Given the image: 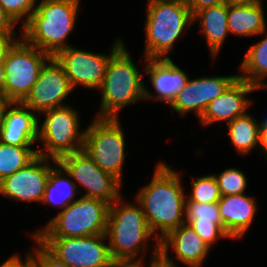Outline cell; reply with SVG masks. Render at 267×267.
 Returning <instances> with one entry per match:
<instances>
[{
    "label": "cell",
    "mask_w": 267,
    "mask_h": 267,
    "mask_svg": "<svg viewBox=\"0 0 267 267\" xmlns=\"http://www.w3.org/2000/svg\"><path fill=\"white\" fill-rule=\"evenodd\" d=\"M38 117L23 103L14 102L0 128V142L14 146H33L38 140Z\"/></svg>",
    "instance_id": "ffe728a7"
},
{
    "label": "cell",
    "mask_w": 267,
    "mask_h": 267,
    "mask_svg": "<svg viewBox=\"0 0 267 267\" xmlns=\"http://www.w3.org/2000/svg\"><path fill=\"white\" fill-rule=\"evenodd\" d=\"M153 247H154L152 249L153 251L151 252L152 254H150L151 255L150 261L147 262L149 264L147 267H173L171 265L164 263L159 258L160 241H155V245Z\"/></svg>",
    "instance_id": "8d00e7d4"
},
{
    "label": "cell",
    "mask_w": 267,
    "mask_h": 267,
    "mask_svg": "<svg viewBox=\"0 0 267 267\" xmlns=\"http://www.w3.org/2000/svg\"><path fill=\"white\" fill-rule=\"evenodd\" d=\"M253 196L243 194L221 196L218 201L223 231L231 240L243 238L257 213V203Z\"/></svg>",
    "instance_id": "d6986e66"
},
{
    "label": "cell",
    "mask_w": 267,
    "mask_h": 267,
    "mask_svg": "<svg viewBox=\"0 0 267 267\" xmlns=\"http://www.w3.org/2000/svg\"><path fill=\"white\" fill-rule=\"evenodd\" d=\"M52 163L55 166L51 168L41 204L61 208L62 211L77 200L76 195H82V191L77 190L71 176L58 161Z\"/></svg>",
    "instance_id": "603a6c76"
},
{
    "label": "cell",
    "mask_w": 267,
    "mask_h": 267,
    "mask_svg": "<svg viewBox=\"0 0 267 267\" xmlns=\"http://www.w3.org/2000/svg\"><path fill=\"white\" fill-rule=\"evenodd\" d=\"M38 0H0V7L8 13L14 21L20 25L19 29L29 21L32 13L36 10ZM22 26V27H21Z\"/></svg>",
    "instance_id": "f546056e"
},
{
    "label": "cell",
    "mask_w": 267,
    "mask_h": 267,
    "mask_svg": "<svg viewBox=\"0 0 267 267\" xmlns=\"http://www.w3.org/2000/svg\"><path fill=\"white\" fill-rule=\"evenodd\" d=\"M73 91L63 67L51 57L41 68L37 82L22 103L38 115L49 109L69 105L64 102Z\"/></svg>",
    "instance_id": "4fadbf2b"
},
{
    "label": "cell",
    "mask_w": 267,
    "mask_h": 267,
    "mask_svg": "<svg viewBox=\"0 0 267 267\" xmlns=\"http://www.w3.org/2000/svg\"><path fill=\"white\" fill-rule=\"evenodd\" d=\"M180 173L160 161L154 168L151 181L135 196L156 241L185 224L186 194Z\"/></svg>",
    "instance_id": "6da1fadb"
},
{
    "label": "cell",
    "mask_w": 267,
    "mask_h": 267,
    "mask_svg": "<svg viewBox=\"0 0 267 267\" xmlns=\"http://www.w3.org/2000/svg\"><path fill=\"white\" fill-rule=\"evenodd\" d=\"M31 238L34 240L31 251L33 263L37 267H69L54 256L34 235H31Z\"/></svg>",
    "instance_id": "4dcf8cb0"
},
{
    "label": "cell",
    "mask_w": 267,
    "mask_h": 267,
    "mask_svg": "<svg viewBox=\"0 0 267 267\" xmlns=\"http://www.w3.org/2000/svg\"><path fill=\"white\" fill-rule=\"evenodd\" d=\"M189 225L211 248L218 239H231L217 224L215 223H198L185 222Z\"/></svg>",
    "instance_id": "1f68e13d"
},
{
    "label": "cell",
    "mask_w": 267,
    "mask_h": 267,
    "mask_svg": "<svg viewBox=\"0 0 267 267\" xmlns=\"http://www.w3.org/2000/svg\"><path fill=\"white\" fill-rule=\"evenodd\" d=\"M21 38L22 34L18 36H0V63L4 62L8 50Z\"/></svg>",
    "instance_id": "e575fe53"
},
{
    "label": "cell",
    "mask_w": 267,
    "mask_h": 267,
    "mask_svg": "<svg viewBox=\"0 0 267 267\" xmlns=\"http://www.w3.org/2000/svg\"><path fill=\"white\" fill-rule=\"evenodd\" d=\"M58 162L69 173L77 190L78 186L84 188L81 196L100 199L110 205L122 197L123 181L102 170L84 150L67 154Z\"/></svg>",
    "instance_id": "30bf717a"
},
{
    "label": "cell",
    "mask_w": 267,
    "mask_h": 267,
    "mask_svg": "<svg viewBox=\"0 0 267 267\" xmlns=\"http://www.w3.org/2000/svg\"><path fill=\"white\" fill-rule=\"evenodd\" d=\"M13 103L14 102L12 100L8 99L3 94H0V128L2 127V124L6 118L7 110Z\"/></svg>",
    "instance_id": "74e56055"
},
{
    "label": "cell",
    "mask_w": 267,
    "mask_h": 267,
    "mask_svg": "<svg viewBox=\"0 0 267 267\" xmlns=\"http://www.w3.org/2000/svg\"><path fill=\"white\" fill-rule=\"evenodd\" d=\"M220 198L219 187L212 173L193 178L191 192L186 194V200L198 203H218Z\"/></svg>",
    "instance_id": "4316f807"
},
{
    "label": "cell",
    "mask_w": 267,
    "mask_h": 267,
    "mask_svg": "<svg viewBox=\"0 0 267 267\" xmlns=\"http://www.w3.org/2000/svg\"><path fill=\"white\" fill-rule=\"evenodd\" d=\"M144 71L155 92L145 85L144 100L162 101L170 105L180 90H183L189 79L188 74L174 63L172 58L146 59Z\"/></svg>",
    "instance_id": "e0dca14e"
},
{
    "label": "cell",
    "mask_w": 267,
    "mask_h": 267,
    "mask_svg": "<svg viewBox=\"0 0 267 267\" xmlns=\"http://www.w3.org/2000/svg\"><path fill=\"white\" fill-rule=\"evenodd\" d=\"M30 267H37L34 263Z\"/></svg>",
    "instance_id": "ee69618b"
},
{
    "label": "cell",
    "mask_w": 267,
    "mask_h": 267,
    "mask_svg": "<svg viewBox=\"0 0 267 267\" xmlns=\"http://www.w3.org/2000/svg\"><path fill=\"white\" fill-rule=\"evenodd\" d=\"M57 161L37 155L25 167L0 182V195L7 199L41 203L51 168Z\"/></svg>",
    "instance_id": "5bb4252c"
},
{
    "label": "cell",
    "mask_w": 267,
    "mask_h": 267,
    "mask_svg": "<svg viewBox=\"0 0 267 267\" xmlns=\"http://www.w3.org/2000/svg\"><path fill=\"white\" fill-rule=\"evenodd\" d=\"M185 222L215 223L223 230L218 203H198L186 200Z\"/></svg>",
    "instance_id": "83f0119b"
},
{
    "label": "cell",
    "mask_w": 267,
    "mask_h": 267,
    "mask_svg": "<svg viewBox=\"0 0 267 267\" xmlns=\"http://www.w3.org/2000/svg\"><path fill=\"white\" fill-rule=\"evenodd\" d=\"M227 15L228 5L225 2L203 8L193 15V23L199 20L200 32L205 36L213 60L219 55L225 39L230 34Z\"/></svg>",
    "instance_id": "44dd1931"
},
{
    "label": "cell",
    "mask_w": 267,
    "mask_h": 267,
    "mask_svg": "<svg viewBox=\"0 0 267 267\" xmlns=\"http://www.w3.org/2000/svg\"><path fill=\"white\" fill-rule=\"evenodd\" d=\"M80 0H39L36 10L22 27V38L54 57L70 47L68 36L76 26Z\"/></svg>",
    "instance_id": "7a4b0ae2"
},
{
    "label": "cell",
    "mask_w": 267,
    "mask_h": 267,
    "mask_svg": "<svg viewBox=\"0 0 267 267\" xmlns=\"http://www.w3.org/2000/svg\"><path fill=\"white\" fill-rule=\"evenodd\" d=\"M5 69L3 63H0V94L4 95V86H5Z\"/></svg>",
    "instance_id": "b9f144b4"
},
{
    "label": "cell",
    "mask_w": 267,
    "mask_h": 267,
    "mask_svg": "<svg viewBox=\"0 0 267 267\" xmlns=\"http://www.w3.org/2000/svg\"><path fill=\"white\" fill-rule=\"evenodd\" d=\"M238 77L236 74L189 78L185 88L178 92L169 106L179 116L193 112L200 119L208 104L225 92Z\"/></svg>",
    "instance_id": "9a60e30c"
},
{
    "label": "cell",
    "mask_w": 267,
    "mask_h": 267,
    "mask_svg": "<svg viewBox=\"0 0 267 267\" xmlns=\"http://www.w3.org/2000/svg\"><path fill=\"white\" fill-rule=\"evenodd\" d=\"M213 175L221 196L243 194L247 189V177L242 170L236 167L224 169L220 174Z\"/></svg>",
    "instance_id": "f1b7e54d"
},
{
    "label": "cell",
    "mask_w": 267,
    "mask_h": 267,
    "mask_svg": "<svg viewBox=\"0 0 267 267\" xmlns=\"http://www.w3.org/2000/svg\"><path fill=\"white\" fill-rule=\"evenodd\" d=\"M15 25L14 19L0 7V36H17Z\"/></svg>",
    "instance_id": "d6a6232c"
},
{
    "label": "cell",
    "mask_w": 267,
    "mask_h": 267,
    "mask_svg": "<svg viewBox=\"0 0 267 267\" xmlns=\"http://www.w3.org/2000/svg\"><path fill=\"white\" fill-rule=\"evenodd\" d=\"M37 156L32 146H14L0 142V182L25 167Z\"/></svg>",
    "instance_id": "484cf974"
},
{
    "label": "cell",
    "mask_w": 267,
    "mask_h": 267,
    "mask_svg": "<svg viewBox=\"0 0 267 267\" xmlns=\"http://www.w3.org/2000/svg\"><path fill=\"white\" fill-rule=\"evenodd\" d=\"M135 65L125 43L111 56L99 91L98 118H119L121 110L139 101H144L146 74Z\"/></svg>",
    "instance_id": "5b68a950"
},
{
    "label": "cell",
    "mask_w": 267,
    "mask_h": 267,
    "mask_svg": "<svg viewBox=\"0 0 267 267\" xmlns=\"http://www.w3.org/2000/svg\"><path fill=\"white\" fill-rule=\"evenodd\" d=\"M33 264L32 252L26 253L25 259L23 260L19 253H14L12 256H9L3 263L0 264V267H30Z\"/></svg>",
    "instance_id": "836d02e7"
},
{
    "label": "cell",
    "mask_w": 267,
    "mask_h": 267,
    "mask_svg": "<svg viewBox=\"0 0 267 267\" xmlns=\"http://www.w3.org/2000/svg\"><path fill=\"white\" fill-rule=\"evenodd\" d=\"M262 1L263 0H224L227 5H245Z\"/></svg>",
    "instance_id": "60d3db41"
},
{
    "label": "cell",
    "mask_w": 267,
    "mask_h": 267,
    "mask_svg": "<svg viewBox=\"0 0 267 267\" xmlns=\"http://www.w3.org/2000/svg\"><path fill=\"white\" fill-rule=\"evenodd\" d=\"M170 249L178 262L187 267H202L211 247L187 224L180 225L160 240L159 258L173 267H180L169 256ZM172 257V258H171Z\"/></svg>",
    "instance_id": "2e32d148"
},
{
    "label": "cell",
    "mask_w": 267,
    "mask_h": 267,
    "mask_svg": "<svg viewBox=\"0 0 267 267\" xmlns=\"http://www.w3.org/2000/svg\"><path fill=\"white\" fill-rule=\"evenodd\" d=\"M120 118L94 117L85 128L83 150L104 171L123 180L126 139Z\"/></svg>",
    "instance_id": "ba28073f"
},
{
    "label": "cell",
    "mask_w": 267,
    "mask_h": 267,
    "mask_svg": "<svg viewBox=\"0 0 267 267\" xmlns=\"http://www.w3.org/2000/svg\"><path fill=\"white\" fill-rule=\"evenodd\" d=\"M141 261H114L109 267H145Z\"/></svg>",
    "instance_id": "ab89813d"
},
{
    "label": "cell",
    "mask_w": 267,
    "mask_h": 267,
    "mask_svg": "<svg viewBox=\"0 0 267 267\" xmlns=\"http://www.w3.org/2000/svg\"><path fill=\"white\" fill-rule=\"evenodd\" d=\"M124 44L121 38L115 39L110 54L93 53L74 45L59 51L54 58L63 67L72 88L84 87L99 90L111 56Z\"/></svg>",
    "instance_id": "7c38bea8"
},
{
    "label": "cell",
    "mask_w": 267,
    "mask_h": 267,
    "mask_svg": "<svg viewBox=\"0 0 267 267\" xmlns=\"http://www.w3.org/2000/svg\"><path fill=\"white\" fill-rule=\"evenodd\" d=\"M50 58L49 54L29 45L23 38L17 40L3 62L6 75L4 96L22 103L37 82L41 68Z\"/></svg>",
    "instance_id": "9c48e42d"
},
{
    "label": "cell",
    "mask_w": 267,
    "mask_h": 267,
    "mask_svg": "<svg viewBox=\"0 0 267 267\" xmlns=\"http://www.w3.org/2000/svg\"><path fill=\"white\" fill-rule=\"evenodd\" d=\"M36 238L69 267H109L114 262L106 234Z\"/></svg>",
    "instance_id": "8fae6325"
},
{
    "label": "cell",
    "mask_w": 267,
    "mask_h": 267,
    "mask_svg": "<svg viewBox=\"0 0 267 267\" xmlns=\"http://www.w3.org/2000/svg\"><path fill=\"white\" fill-rule=\"evenodd\" d=\"M124 197L110 205L106 236L114 261H145L150 240L156 236L151 231L141 205ZM140 254V255H139Z\"/></svg>",
    "instance_id": "3957f363"
},
{
    "label": "cell",
    "mask_w": 267,
    "mask_h": 267,
    "mask_svg": "<svg viewBox=\"0 0 267 267\" xmlns=\"http://www.w3.org/2000/svg\"><path fill=\"white\" fill-rule=\"evenodd\" d=\"M187 3L191 10L192 15H194L197 11L203 8L224 3V0H187Z\"/></svg>",
    "instance_id": "d590c367"
},
{
    "label": "cell",
    "mask_w": 267,
    "mask_h": 267,
    "mask_svg": "<svg viewBox=\"0 0 267 267\" xmlns=\"http://www.w3.org/2000/svg\"><path fill=\"white\" fill-rule=\"evenodd\" d=\"M260 120L249 112L226 124L231 145L235 151L246 156L256 147L259 149Z\"/></svg>",
    "instance_id": "d4e9b609"
},
{
    "label": "cell",
    "mask_w": 267,
    "mask_h": 267,
    "mask_svg": "<svg viewBox=\"0 0 267 267\" xmlns=\"http://www.w3.org/2000/svg\"><path fill=\"white\" fill-rule=\"evenodd\" d=\"M110 204L103 200L81 196L64 210L50 218L38 231L30 232L35 237H85L104 235Z\"/></svg>",
    "instance_id": "8992f818"
},
{
    "label": "cell",
    "mask_w": 267,
    "mask_h": 267,
    "mask_svg": "<svg viewBox=\"0 0 267 267\" xmlns=\"http://www.w3.org/2000/svg\"><path fill=\"white\" fill-rule=\"evenodd\" d=\"M258 89L247 81L237 78L230 87L211 101L199 119L202 127L211 126L223 121L226 124L244 115L252 106L248 94Z\"/></svg>",
    "instance_id": "ac0fdd59"
},
{
    "label": "cell",
    "mask_w": 267,
    "mask_h": 267,
    "mask_svg": "<svg viewBox=\"0 0 267 267\" xmlns=\"http://www.w3.org/2000/svg\"><path fill=\"white\" fill-rule=\"evenodd\" d=\"M229 33L235 36H259L267 30L263 1L245 5H228Z\"/></svg>",
    "instance_id": "7402d4cb"
},
{
    "label": "cell",
    "mask_w": 267,
    "mask_h": 267,
    "mask_svg": "<svg viewBox=\"0 0 267 267\" xmlns=\"http://www.w3.org/2000/svg\"><path fill=\"white\" fill-rule=\"evenodd\" d=\"M267 30L260 35H265L259 42L254 43L247 50L239 65V78L254 85L259 91L267 89ZM265 81V82H264Z\"/></svg>",
    "instance_id": "cb8c5ba5"
},
{
    "label": "cell",
    "mask_w": 267,
    "mask_h": 267,
    "mask_svg": "<svg viewBox=\"0 0 267 267\" xmlns=\"http://www.w3.org/2000/svg\"><path fill=\"white\" fill-rule=\"evenodd\" d=\"M144 23L146 59L171 58L174 44L194 24L187 0H147Z\"/></svg>",
    "instance_id": "277c9868"
},
{
    "label": "cell",
    "mask_w": 267,
    "mask_h": 267,
    "mask_svg": "<svg viewBox=\"0 0 267 267\" xmlns=\"http://www.w3.org/2000/svg\"><path fill=\"white\" fill-rule=\"evenodd\" d=\"M77 109L71 105L53 108L38 114L45 118L40 122L38 117V140L43 144L37 149V155L54 160L83 150L85 129L80 127V118ZM39 142V143H38Z\"/></svg>",
    "instance_id": "52a82bcc"
},
{
    "label": "cell",
    "mask_w": 267,
    "mask_h": 267,
    "mask_svg": "<svg viewBox=\"0 0 267 267\" xmlns=\"http://www.w3.org/2000/svg\"><path fill=\"white\" fill-rule=\"evenodd\" d=\"M259 150L267 159V129H260Z\"/></svg>",
    "instance_id": "f35d334b"
},
{
    "label": "cell",
    "mask_w": 267,
    "mask_h": 267,
    "mask_svg": "<svg viewBox=\"0 0 267 267\" xmlns=\"http://www.w3.org/2000/svg\"><path fill=\"white\" fill-rule=\"evenodd\" d=\"M260 129H267V117L261 120Z\"/></svg>",
    "instance_id": "7bdbcfd3"
}]
</instances>
